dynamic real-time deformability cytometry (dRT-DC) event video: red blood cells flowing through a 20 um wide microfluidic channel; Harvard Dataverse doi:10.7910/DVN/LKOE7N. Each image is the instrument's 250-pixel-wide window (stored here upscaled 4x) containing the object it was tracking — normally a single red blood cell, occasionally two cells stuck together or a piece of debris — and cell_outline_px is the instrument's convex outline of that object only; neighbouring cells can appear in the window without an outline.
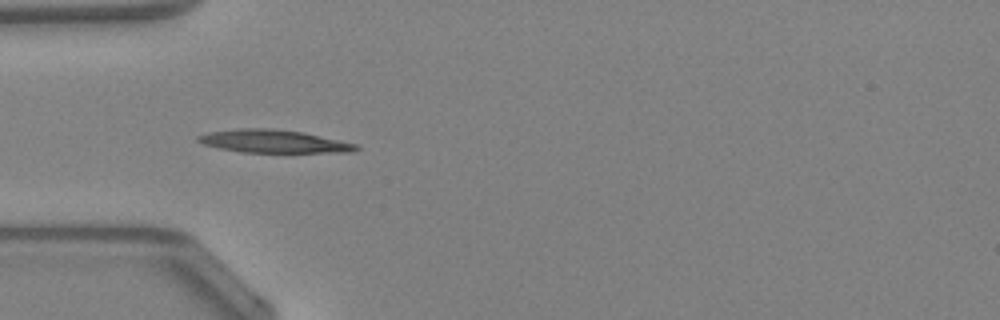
{"species": "Egyptian fruit bat (a non-hibernating species)", "species_latin": "Rousettus aegyptiacus", "temperature_condition": "warm", "stored_images_in_passage": 47, "camera_frame_rate_fps": 3000, "um_per_image_px": 0.085, "animal": {"sex": "female"}, "frame": {"image": 1, "passage_image": 14, "time_ms": 4.333, "image_size_px": [1000, 320], "cell_outline_px": [[360, 148], [352, 152], [244, 152], [220, 148], [204, 144], [196, 140], [196, 136], [208, 132], [240, 128], [272, 128], [304, 132], [340, 140], [356, 144]], "centroid_in_image_um": [23.25, 12.0], "position_along_channel_um": 61.7, "area_um2": 21.04}, "authors_computed_cell_mechanics": {"area_um2": 19.7098, "velocity_mm_per_s": 4.2821, "shape_relaxation_time_tau1_ms": 10.9832, "shape_relaxation_time_tau2_ms": null, "deformation_change_tau1": 0.3059, "deformation_change_tau2": null}}